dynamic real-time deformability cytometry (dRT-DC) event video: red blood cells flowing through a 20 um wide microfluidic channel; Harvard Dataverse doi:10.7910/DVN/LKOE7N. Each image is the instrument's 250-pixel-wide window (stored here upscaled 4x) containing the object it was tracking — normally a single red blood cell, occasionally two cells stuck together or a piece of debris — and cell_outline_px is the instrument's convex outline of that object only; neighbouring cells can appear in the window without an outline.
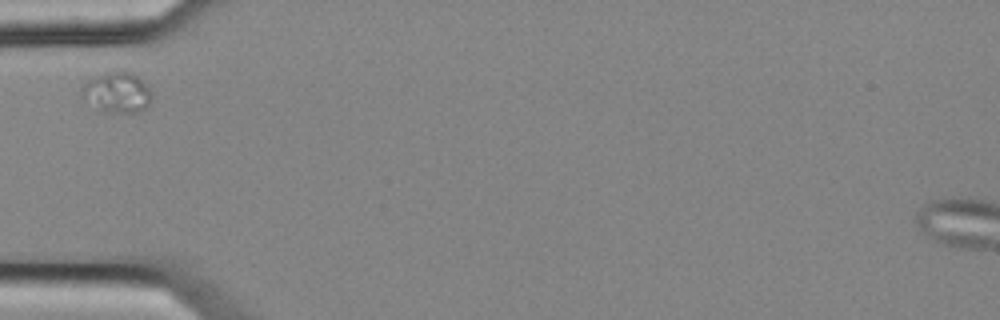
{"species": "common noctule bat (a hibernating species)", "species_latin": "Nyctalus noctula", "temperature_condition": "cold", "stored_images_in_passage": 6, "camera_frame_rate_fps": 3000, "um_per_image_px": 0.085, "animal": {"sex": "female", "body_mass_g": 25.1}, "frame": {"image": 1, "passage_image": 1, "time_ms": 0.0, "image_size_px": [1000, 320], "cell_outline_px": [[152, 96], [148, 104], [140, 112], [100, 112], [80, 96], [84, 84], [88, 80], [108, 72], [132, 72], [144, 80], [152, 92]], "centroid_in_image_um": [9.96, 7.87], "position_along_channel_um": 75.0, "area_um2": 16.53}}
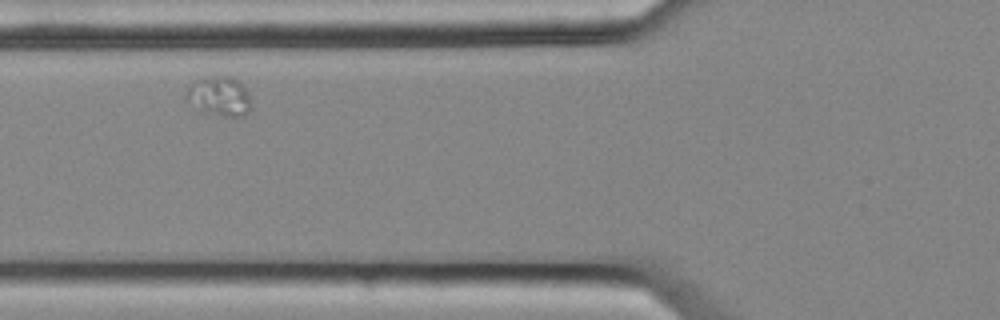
{"frame": {"image": 2, "passage_image": 2, "time_ms": 0.333, "image_size_px": [1000, 320], "cell_outline_px": [[252, 108], [244, 116], [224, 116], [208, 112], [200, 108], [188, 92], [188, 88], [192, 80], [204, 76], [232, 76], [240, 80], [252, 104]], "centroid_in_image_um": [18.75, 8.12], "position_along_channel_um": 107.0, "area_um2": 14.39}}